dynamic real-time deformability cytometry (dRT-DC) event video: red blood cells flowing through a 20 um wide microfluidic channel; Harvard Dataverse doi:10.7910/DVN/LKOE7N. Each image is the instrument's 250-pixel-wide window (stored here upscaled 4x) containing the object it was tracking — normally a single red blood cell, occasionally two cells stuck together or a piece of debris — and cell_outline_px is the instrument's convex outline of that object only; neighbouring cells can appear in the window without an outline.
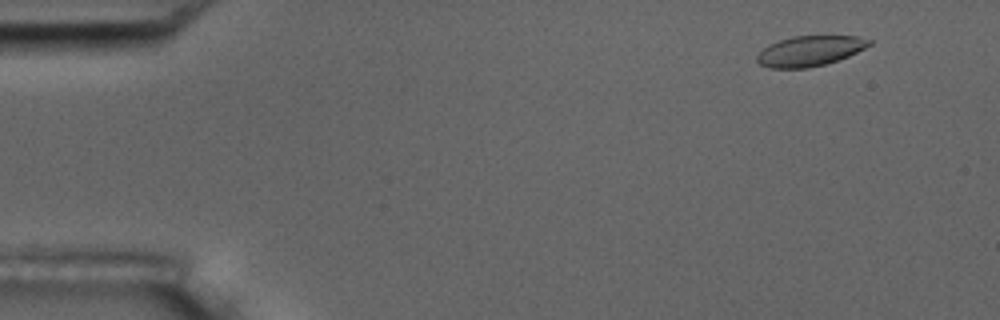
{"species": "common noctule bat (a hibernating species)", "species_latin": "Nyctalus noctula", "temperature_condition": "room temperature", "stored_images_in_passage": 5, "camera_frame_rate_fps": 3000, "um_per_image_px": 0.085, "animal": {"sex": "male", "body_mass_g": 17.5, "forearm_length_mm": 52.3}, "frame": {"image": 1, "passage_image": 2, "time_ms": 1.333, "image_size_px": [1000, 320], "cell_outline_px": [[872, 44], [848, 56], [824, 64], [808, 68], [768, 68], [760, 64], [756, 60], [756, 56], [768, 44], [792, 36], [856, 36], [872, 40]], "centroid_in_image_um": [68.81, 4.33], "position_along_channel_um": 16.2, "area_um2": 19.65}}